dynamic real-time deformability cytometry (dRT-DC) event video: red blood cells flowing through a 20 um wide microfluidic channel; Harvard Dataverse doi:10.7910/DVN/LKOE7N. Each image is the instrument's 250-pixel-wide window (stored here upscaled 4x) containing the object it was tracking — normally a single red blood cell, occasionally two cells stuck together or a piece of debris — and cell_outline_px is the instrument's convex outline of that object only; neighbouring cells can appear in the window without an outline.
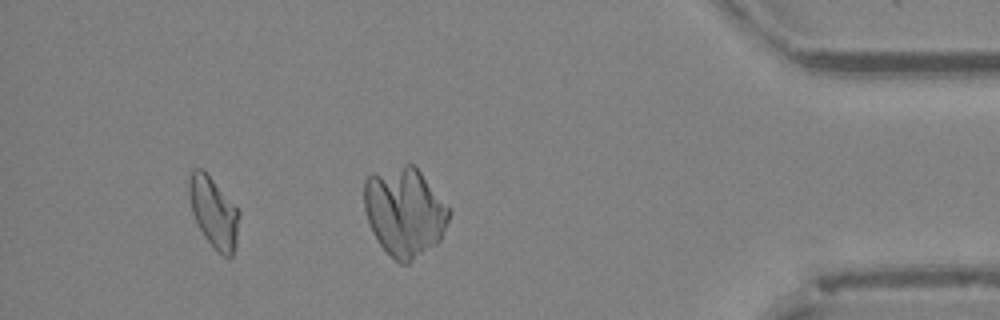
{"species": "Egyptian fruit bat (a non-hibernating species)", "species_latin": "Rousettus aegyptiacus", "temperature_condition": "cold", "stored_images_in_passage": 38, "camera_frame_rate_fps": 3000, "um_per_image_px": 0.085, "animal": {"sex": "female"}, "frame": {"image": 1, "passage_image": 34, "time_ms": 11.0, "image_size_px": [1000, 320], "cell_outline_px": [[240, 216], [236, 244], [232, 256], [228, 260], [204, 236], [192, 212], [188, 196], [188, 184], [192, 172], [196, 168], [200, 168], [212, 180], [240, 212]], "centroid_in_image_um": [18.17, 18.09], "position_along_channel_um": 417.0, "area_um2": 20.0}}